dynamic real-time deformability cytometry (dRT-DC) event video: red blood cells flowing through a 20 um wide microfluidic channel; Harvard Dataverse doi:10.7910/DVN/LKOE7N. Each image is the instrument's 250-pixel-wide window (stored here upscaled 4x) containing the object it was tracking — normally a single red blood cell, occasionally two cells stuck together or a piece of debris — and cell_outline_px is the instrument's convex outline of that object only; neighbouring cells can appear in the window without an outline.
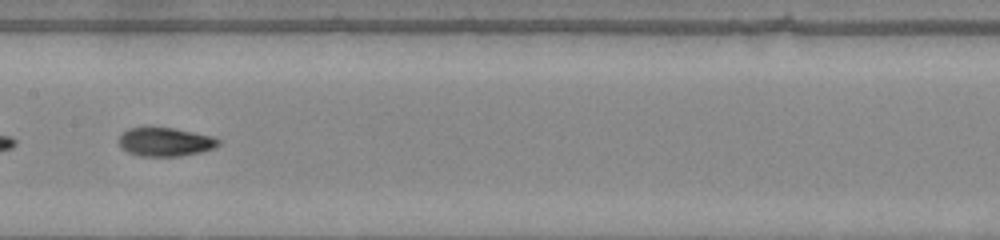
{"species": "common noctule bat (a hibernating species)", "species_latin": "Nyctalus noctula", "temperature_condition": "warm", "stored_images_in_passage": 39, "camera_frame_rate_fps": 3000, "um_per_image_px": 0.085, "animal": {"sex": "male", "body_mass_g": 20.0, "forearm_length_mm": 53.3}, "frame": {"image": 1, "passage_image": 15, "time_ms": 4.667, "image_size_px": [1000, 240], "cell_outline_px": [[220, 144], [212, 148], [200, 152], [180, 156], [140, 156], [128, 152], [120, 148], [120, 136], [128, 128], [172, 128], [212, 136], [220, 140]], "centroid_in_image_um": [14.04, 12.07], "position_along_channel_um": 193.4, "area_um2": 16.36}}
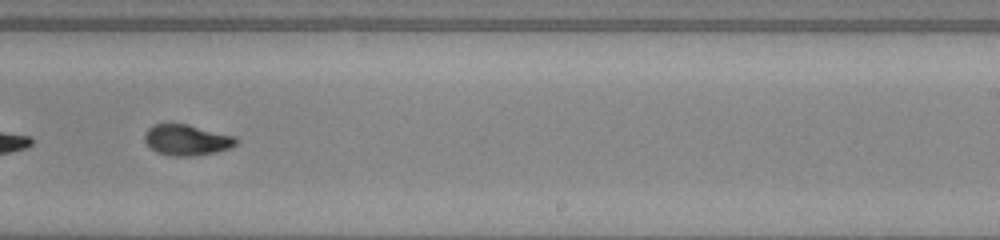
{"frame": {"image": 2, "passage_image": 21, "time_ms": 6.667, "image_size_px": [1000, 240], "cell_outline_px": [[236, 144], [228, 148], [212, 152], [192, 156], [172, 156], [156, 152], [144, 140], [144, 136], [148, 128], [156, 124], [188, 124], [236, 136]], "centroid_in_image_um": [15.86, 11.89], "position_along_channel_um": 273.1, "area_um2": 16.18}}
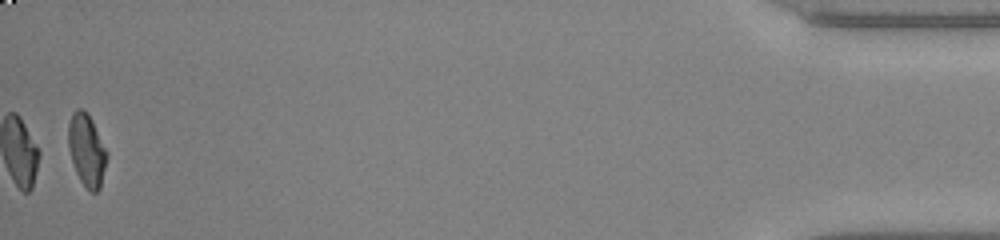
{"frame": {"image": 3, "passage_image": 39, "time_ms": 12.667, "image_size_px": [1000, 240], "cell_outline_px": [[108, 156], [100, 188], [96, 192], [92, 192], [80, 180], [76, 172], [68, 148], [68, 124], [72, 112], [76, 108], [80, 108], [88, 112], [108, 152]], "centroid_in_image_um": [7.37, 12.71], "position_along_channel_um": 427.8, "area_um2": 16.3}, "authors_computed_cell_mechanics": {"area_um2": 16.7042, "velocity_mm_per_s": 4.0056, "shape_relaxation_time_tau1_ms": 4.6044, "shape_relaxation_time_tau2_ms": 1.2173, "deformation_change_tau1": 0.2034, "deformation_change_tau2": 0.0566}}